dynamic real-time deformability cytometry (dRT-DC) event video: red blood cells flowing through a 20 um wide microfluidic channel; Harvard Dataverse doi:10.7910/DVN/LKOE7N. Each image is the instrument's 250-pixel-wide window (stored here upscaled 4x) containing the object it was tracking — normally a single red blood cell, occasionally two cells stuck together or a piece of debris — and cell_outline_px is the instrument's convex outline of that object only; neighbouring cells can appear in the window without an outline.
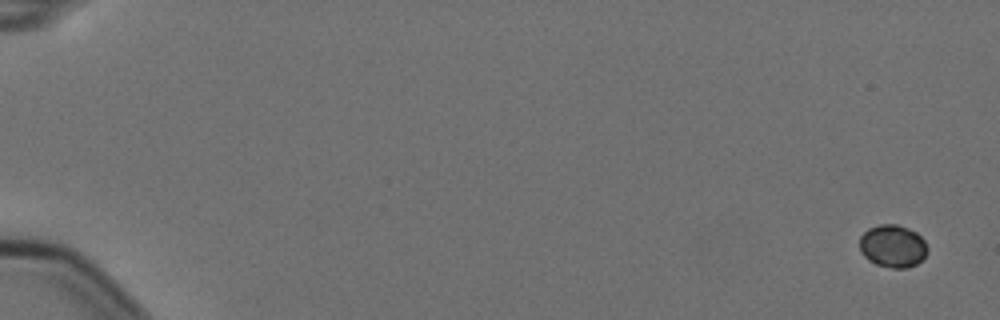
{"species": "Egyptian fruit bat (a non-hibernating species)", "species_latin": "Rousettus aegyptiacus", "temperature_condition": "cold", "stored_images_in_passage": 5, "camera_frame_rate_fps": 3000, "um_per_image_px": 0.085, "animal": {"sex": "female"}, "frame": {"image": 1, "passage_image": 1, "time_ms": 0.0, "image_size_px": [1000, 320], "cell_outline_px": [[928, 252], [916, 264], [908, 268], [892, 268], [876, 264], [868, 260], [860, 252], [860, 236], [868, 228], [880, 224], [896, 224], [908, 228], [916, 232], [924, 240], [928, 248]], "centroid_in_image_um": [75.88, 20.91], "position_along_channel_um": 9.1, "area_um2": 16.94}}